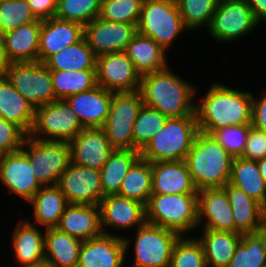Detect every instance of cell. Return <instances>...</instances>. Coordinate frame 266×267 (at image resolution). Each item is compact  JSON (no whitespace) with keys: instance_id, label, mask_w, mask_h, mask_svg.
<instances>
[{"instance_id":"obj_1","label":"cell","mask_w":266,"mask_h":267,"mask_svg":"<svg viewBox=\"0 0 266 267\" xmlns=\"http://www.w3.org/2000/svg\"><path fill=\"white\" fill-rule=\"evenodd\" d=\"M252 92L210 84L200 103H195L198 128L208 134L227 126L251 125Z\"/></svg>"},{"instance_id":"obj_2","label":"cell","mask_w":266,"mask_h":267,"mask_svg":"<svg viewBox=\"0 0 266 267\" xmlns=\"http://www.w3.org/2000/svg\"><path fill=\"white\" fill-rule=\"evenodd\" d=\"M197 90L194 84L174 73L169 66L162 71L141 75L139 91L144 105L158 110L168 118H177L196 115Z\"/></svg>"},{"instance_id":"obj_3","label":"cell","mask_w":266,"mask_h":267,"mask_svg":"<svg viewBox=\"0 0 266 267\" xmlns=\"http://www.w3.org/2000/svg\"><path fill=\"white\" fill-rule=\"evenodd\" d=\"M233 159L212 134L199 130L184 161L199 191L222 188L227 184L231 177Z\"/></svg>"},{"instance_id":"obj_4","label":"cell","mask_w":266,"mask_h":267,"mask_svg":"<svg viewBox=\"0 0 266 267\" xmlns=\"http://www.w3.org/2000/svg\"><path fill=\"white\" fill-rule=\"evenodd\" d=\"M198 131L196 115L168 118L140 151V156L151 163L185 160Z\"/></svg>"},{"instance_id":"obj_5","label":"cell","mask_w":266,"mask_h":267,"mask_svg":"<svg viewBox=\"0 0 266 267\" xmlns=\"http://www.w3.org/2000/svg\"><path fill=\"white\" fill-rule=\"evenodd\" d=\"M198 194H151L146 222L173 230L181 236L198 229Z\"/></svg>"},{"instance_id":"obj_6","label":"cell","mask_w":266,"mask_h":267,"mask_svg":"<svg viewBox=\"0 0 266 267\" xmlns=\"http://www.w3.org/2000/svg\"><path fill=\"white\" fill-rule=\"evenodd\" d=\"M185 30L189 31L175 0H143L137 33L152 38L168 51Z\"/></svg>"},{"instance_id":"obj_7","label":"cell","mask_w":266,"mask_h":267,"mask_svg":"<svg viewBox=\"0 0 266 267\" xmlns=\"http://www.w3.org/2000/svg\"><path fill=\"white\" fill-rule=\"evenodd\" d=\"M21 150L32 163V172L42 186L57 185L71 162L68 141L38 140L27 135Z\"/></svg>"},{"instance_id":"obj_8","label":"cell","mask_w":266,"mask_h":267,"mask_svg":"<svg viewBox=\"0 0 266 267\" xmlns=\"http://www.w3.org/2000/svg\"><path fill=\"white\" fill-rule=\"evenodd\" d=\"M134 230L132 267H169L174 245L181 235L148 222Z\"/></svg>"},{"instance_id":"obj_9","label":"cell","mask_w":266,"mask_h":267,"mask_svg":"<svg viewBox=\"0 0 266 267\" xmlns=\"http://www.w3.org/2000/svg\"><path fill=\"white\" fill-rule=\"evenodd\" d=\"M65 99L37 107L29 137L38 140L71 141L83 129Z\"/></svg>"},{"instance_id":"obj_10","label":"cell","mask_w":266,"mask_h":267,"mask_svg":"<svg viewBox=\"0 0 266 267\" xmlns=\"http://www.w3.org/2000/svg\"><path fill=\"white\" fill-rule=\"evenodd\" d=\"M6 78L35 108L57 100L51 70L40 61L11 62Z\"/></svg>"},{"instance_id":"obj_11","label":"cell","mask_w":266,"mask_h":267,"mask_svg":"<svg viewBox=\"0 0 266 267\" xmlns=\"http://www.w3.org/2000/svg\"><path fill=\"white\" fill-rule=\"evenodd\" d=\"M140 91L114 93L103 125L114 149L133 150V125L143 106Z\"/></svg>"},{"instance_id":"obj_12","label":"cell","mask_w":266,"mask_h":267,"mask_svg":"<svg viewBox=\"0 0 266 267\" xmlns=\"http://www.w3.org/2000/svg\"><path fill=\"white\" fill-rule=\"evenodd\" d=\"M259 24L247 0H220L207 32L214 41L227 44L253 32Z\"/></svg>"},{"instance_id":"obj_13","label":"cell","mask_w":266,"mask_h":267,"mask_svg":"<svg viewBox=\"0 0 266 267\" xmlns=\"http://www.w3.org/2000/svg\"><path fill=\"white\" fill-rule=\"evenodd\" d=\"M96 76L97 85L114 93L140 90L141 75L124 51L97 56Z\"/></svg>"},{"instance_id":"obj_14","label":"cell","mask_w":266,"mask_h":267,"mask_svg":"<svg viewBox=\"0 0 266 267\" xmlns=\"http://www.w3.org/2000/svg\"><path fill=\"white\" fill-rule=\"evenodd\" d=\"M131 243L129 236L104 233L83 241L77 267H123Z\"/></svg>"},{"instance_id":"obj_15","label":"cell","mask_w":266,"mask_h":267,"mask_svg":"<svg viewBox=\"0 0 266 267\" xmlns=\"http://www.w3.org/2000/svg\"><path fill=\"white\" fill-rule=\"evenodd\" d=\"M57 186L61 189L68 204L99 205L104 196L100 170L71 162L60 176Z\"/></svg>"},{"instance_id":"obj_16","label":"cell","mask_w":266,"mask_h":267,"mask_svg":"<svg viewBox=\"0 0 266 267\" xmlns=\"http://www.w3.org/2000/svg\"><path fill=\"white\" fill-rule=\"evenodd\" d=\"M99 207L101 229L104 234L116 235L109 232L108 228L124 232L133 227L139 228L146 222L145 205L118 194L103 196Z\"/></svg>"},{"instance_id":"obj_17","label":"cell","mask_w":266,"mask_h":267,"mask_svg":"<svg viewBox=\"0 0 266 267\" xmlns=\"http://www.w3.org/2000/svg\"><path fill=\"white\" fill-rule=\"evenodd\" d=\"M136 34V25L108 22L100 17L84 26V38L96 56L125 51Z\"/></svg>"},{"instance_id":"obj_18","label":"cell","mask_w":266,"mask_h":267,"mask_svg":"<svg viewBox=\"0 0 266 267\" xmlns=\"http://www.w3.org/2000/svg\"><path fill=\"white\" fill-rule=\"evenodd\" d=\"M0 182L25 202H29L42 187L32 172V163L21 149L5 154L0 165Z\"/></svg>"},{"instance_id":"obj_19","label":"cell","mask_w":266,"mask_h":267,"mask_svg":"<svg viewBox=\"0 0 266 267\" xmlns=\"http://www.w3.org/2000/svg\"><path fill=\"white\" fill-rule=\"evenodd\" d=\"M71 163L101 170L114 151L102 127L83 128L69 141Z\"/></svg>"},{"instance_id":"obj_20","label":"cell","mask_w":266,"mask_h":267,"mask_svg":"<svg viewBox=\"0 0 266 267\" xmlns=\"http://www.w3.org/2000/svg\"><path fill=\"white\" fill-rule=\"evenodd\" d=\"M198 229L233 231L235 224L232 208L223 188H207L198 191Z\"/></svg>"},{"instance_id":"obj_21","label":"cell","mask_w":266,"mask_h":267,"mask_svg":"<svg viewBox=\"0 0 266 267\" xmlns=\"http://www.w3.org/2000/svg\"><path fill=\"white\" fill-rule=\"evenodd\" d=\"M84 38V26L56 17L41 20L39 61L45 63L53 54L74 45Z\"/></svg>"},{"instance_id":"obj_22","label":"cell","mask_w":266,"mask_h":267,"mask_svg":"<svg viewBox=\"0 0 266 267\" xmlns=\"http://www.w3.org/2000/svg\"><path fill=\"white\" fill-rule=\"evenodd\" d=\"M113 92L99 85L81 93L68 96L69 103L84 128L103 127L109 114Z\"/></svg>"},{"instance_id":"obj_23","label":"cell","mask_w":266,"mask_h":267,"mask_svg":"<svg viewBox=\"0 0 266 267\" xmlns=\"http://www.w3.org/2000/svg\"><path fill=\"white\" fill-rule=\"evenodd\" d=\"M222 188L232 208L236 233H254L266 227V209L259 202L229 182Z\"/></svg>"},{"instance_id":"obj_24","label":"cell","mask_w":266,"mask_h":267,"mask_svg":"<svg viewBox=\"0 0 266 267\" xmlns=\"http://www.w3.org/2000/svg\"><path fill=\"white\" fill-rule=\"evenodd\" d=\"M27 219V220H26ZM12 230L11 247L17 265L39 264L45 261V230L29 218L17 221Z\"/></svg>"},{"instance_id":"obj_25","label":"cell","mask_w":266,"mask_h":267,"mask_svg":"<svg viewBox=\"0 0 266 267\" xmlns=\"http://www.w3.org/2000/svg\"><path fill=\"white\" fill-rule=\"evenodd\" d=\"M152 194H198L184 160L152 163Z\"/></svg>"},{"instance_id":"obj_26","label":"cell","mask_w":266,"mask_h":267,"mask_svg":"<svg viewBox=\"0 0 266 267\" xmlns=\"http://www.w3.org/2000/svg\"><path fill=\"white\" fill-rule=\"evenodd\" d=\"M56 228L82 241L101 235L99 205L68 204Z\"/></svg>"},{"instance_id":"obj_27","label":"cell","mask_w":266,"mask_h":267,"mask_svg":"<svg viewBox=\"0 0 266 267\" xmlns=\"http://www.w3.org/2000/svg\"><path fill=\"white\" fill-rule=\"evenodd\" d=\"M41 20L21 25L1 36L7 60L11 62L39 61Z\"/></svg>"},{"instance_id":"obj_28","label":"cell","mask_w":266,"mask_h":267,"mask_svg":"<svg viewBox=\"0 0 266 267\" xmlns=\"http://www.w3.org/2000/svg\"><path fill=\"white\" fill-rule=\"evenodd\" d=\"M127 57L140 75L167 69V51L152 38L137 33L127 45Z\"/></svg>"},{"instance_id":"obj_29","label":"cell","mask_w":266,"mask_h":267,"mask_svg":"<svg viewBox=\"0 0 266 267\" xmlns=\"http://www.w3.org/2000/svg\"><path fill=\"white\" fill-rule=\"evenodd\" d=\"M35 110L6 77L0 78V118L16 124L28 135L34 123Z\"/></svg>"},{"instance_id":"obj_30","label":"cell","mask_w":266,"mask_h":267,"mask_svg":"<svg viewBox=\"0 0 266 267\" xmlns=\"http://www.w3.org/2000/svg\"><path fill=\"white\" fill-rule=\"evenodd\" d=\"M195 235L201 243L207 267H228L242 234L233 231L203 229Z\"/></svg>"},{"instance_id":"obj_31","label":"cell","mask_w":266,"mask_h":267,"mask_svg":"<svg viewBox=\"0 0 266 267\" xmlns=\"http://www.w3.org/2000/svg\"><path fill=\"white\" fill-rule=\"evenodd\" d=\"M33 207L34 224L45 229L56 228L68 202L57 185L42 186L28 202Z\"/></svg>"},{"instance_id":"obj_32","label":"cell","mask_w":266,"mask_h":267,"mask_svg":"<svg viewBox=\"0 0 266 267\" xmlns=\"http://www.w3.org/2000/svg\"><path fill=\"white\" fill-rule=\"evenodd\" d=\"M82 242L57 228L45 229V261L51 267H77Z\"/></svg>"},{"instance_id":"obj_33","label":"cell","mask_w":266,"mask_h":267,"mask_svg":"<svg viewBox=\"0 0 266 267\" xmlns=\"http://www.w3.org/2000/svg\"><path fill=\"white\" fill-rule=\"evenodd\" d=\"M229 183L242 189L266 209V183L260 174L257 161L235 157Z\"/></svg>"},{"instance_id":"obj_34","label":"cell","mask_w":266,"mask_h":267,"mask_svg":"<svg viewBox=\"0 0 266 267\" xmlns=\"http://www.w3.org/2000/svg\"><path fill=\"white\" fill-rule=\"evenodd\" d=\"M138 150L114 149L100 170L103 195L117 194L132 165L140 158Z\"/></svg>"},{"instance_id":"obj_35","label":"cell","mask_w":266,"mask_h":267,"mask_svg":"<svg viewBox=\"0 0 266 267\" xmlns=\"http://www.w3.org/2000/svg\"><path fill=\"white\" fill-rule=\"evenodd\" d=\"M96 55L85 38L53 54L44 64L50 70L79 71L96 69Z\"/></svg>"},{"instance_id":"obj_36","label":"cell","mask_w":266,"mask_h":267,"mask_svg":"<svg viewBox=\"0 0 266 267\" xmlns=\"http://www.w3.org/2000/svg\"><path fill=\"white\" fill-rule=\"evenodd\" d=\"M152 163L141 157L124 177L118 195L147 205L152 194Z\"/></svg>"},{"instance_id":"obj_37","label":"cell","mask_w":266,"mask_h":267,"mask_svg":"<svg viewBox=\"0 0 266 267\" xmlns=\"http://www.w3.org/2000/svg\"><path fill=\"white\" fill-rule=\"evenodd\" d=\"M266 265V227L242 234L228 267H263Z\"/></svg>"},{"instance_id":"obj_38","label":"cell","mask_w":266,"mask_h":267,"mask_svg":"<svg viewBox=\"0 0 266 267\" xmlns=\"http://www.w3.org/2000/svg\"><path fill=\"white\" fill-rule=\"evenodd\" d=\"M52 84L57 99L88 91L97 86L96 69L79 71L51 70Z\"/></svg>"},{"instance_id":"obj_39","label":"cell","mask_w":266,"mask_h":267,"mask_svg":"<svg viewBox=\"0 0 266 267\" xmlns=\"http://www.w3.org/2000/svg\"><path fill=\"white\" fill-rule=\"evenodd\" d=\"M167 119L158 110L143 104L133 125V150L141 151L163 128Z\"/></svg>"},{"instance_id":"obj_40","label":"cell","mask_w":266,"mask_h":267,"mask_svg":"<svg viewBox=\"0 0 266 267\" xmlns=\"http://www.w3.org/2000/svg\"><path fill=\"white\" fill-rule=\"evenodd\" d=\"M179 14L189 31L208 28L220 0H175ZM199 28V29H198Z\"/></svg>"},{"instance_id":"obj_41","label":"cell","mask_w":266,"mask_h":267,"mask_svg":"<svg viewBox=\"0 0 266 267\" xmlns=\"http://www.w3.org/2000/svg\"><path fill=\"white\" fill-rule=\"evenodd\" d=\"M102 0H58L55 17L86 26L100 16Z\"/></svg>"},{"instance_id":"obj_42","label":"cell","mask_w":266,"mask_h":267,"mask_svg":"<svg viewBox=\"0 0 266 267\" xmlns=\"http://www.w3.org/2000/svg\"><path fill=\"white\" fill-rule=\"evenodd\" d=\"M169 267H207L203 247L194 235L181 236L175 243Z\"/></svg>"},{"instance_id":"obj_43","label":"cell","mask_w":266,"mask_h":267,"mask_svg":"<svg viewBox=\"0 0 266 267\" xmlns=\"http://www.w3.org/2000/svg\"><path fill=\"white\" fill-rule=\"evenodd\" d=\"M37 20L27 0L0 1V37L21 25Z\"/></svg>"},{"instance_id":"obj_44","label":"cell","mask_w":266,"mask_h":267,"mask_svg":"<svg viewBox=\"0 0 266 267\" xmlns=\"http://www.w3.org/2000/svg\"><path fill=\"white\" fill-rule=\"evenodd\" d=\"M143 0H102L100 18L108 22L138 25Z\"/></svg>"},{"instance_id":"obj_45","label":"cell","mask_w":266,"mask_h":267,"mask_svg":"<svg viewBox=\"0 0 266 267\" xmlns=\"http://www.w3.org/2000/svg\"><path fill=\"white\" fill-rule=\"evenodd\" d=\"M250 125L227 126L226 128L215 130L212 136L228 151L232 157H241Z\"/></svg>"},{"instance_id":"obj_46","label":"cell","mask_w":266,"mask_h":267,"mask_svg":"<svg viewBox=\"0 0 266 267\" xmlns=\"http://www.w3.org/2000/svg\"><path fill=\"white\" fill-rule=\"evenodd\" d=\"M26 137L19 126L0 118V149L6 154L20 150Z\"/></svg>"},{"instance_id":"obj_47","label":"cell","mask_w":266,"mask_h":267,"mask_svg":"<svg viewBox=\"0 0 266 267\" xmlns=\"http://www.w3.org/2000/svg\"><path fill=\"white\" fill-rule=\"evenodd\" d=\"M243 158L258 161L266 157V132L250 125Z\"/></svg>"},{"instance_id":"obj_48","label":"cell","mask_w":266,"mask_h":267,"mask_svg":"<svg viewBox=\"0 0 266 267\" xmlns=\"http://www.w3.org/2000/svg\"><path fill=\"white\" fill-rule=\"evenodd\" d=\"M260 94V97H254L252 93L251 125L266 132V89Z\"/></svg>"},{"instance_id":"obj_49","label":"cell","mask_w":266,"mask_h":267,"mask_svg":"<svg viewBox=\"0 0 266 267\" xmlns=\"http://www.w3.org/2000/svg\"><path fill=\"white\" fill-rule=\"evenodd\" d=\"M35 17L39 20L55 17L58 0H27Z\"/></svg>"},{"instance_id":"obj_50","label":"cell","mask_w":266,"mask_h":267,"mask_svg":"<svg viewBox=\"0 0 266 267\" xmlns=\"http://www.w3.org/2000/svg\"><path fill=\"white\" fill-rule=\"evenodd\" d=\"M255 19L266 23V0H247Z\"/></svg>"},{"instance_id":"obj_51","label":"cell","mask_w":266,"mask_h":267,"mask_svg":"<svg viewBox=\"0 0 266 267\" xmlns=\"http://www.w3.org/2000/svg\"><path fill=\"white\" fill-rule=\"evenodd\" d=\"M9 64L10 62L7 60V57L4 52L3 43L0 37V78L6 77Z\"/></svg>"},{"instance_id":"obj_52","label":"cell","mask_w":266,"mask_h":267,"mask_svg":"<svg viewBox=\"0 0 266 267\" xmlns=\"http://www.w3.org/2000/svg\"><path fill=\"white\" fill-rule=\"evenodd\" d=\"M257 163H258V166H259L260 174H261L263 180L266 183V157H264L263 159L258 160Z\"/></svg>"},{"instance_id":"obj_53","label":"cell","mask_w":266,"mask_h":267,"mask_svg":"<svg viewBox=\"0 0 266 267\" xmlns=\"http://www.w3.org/2000/svg\"><path fill=\"white\" fill-rule=\"evenodd\" d=\"M11 267H51V266L46 261H44V262L39 263V264L17 265V266L14 265V266H11Z\"/></svg>"},{"instance_id":"obj_54","label":"cell","mask_w":266,"mask_h":267,"mask_svg":"<svg viewBox=\"0 0 266 267\" xmlns=\"http://www.w3.org/2000/svg\"><path fill=\"white\" fill-rule=\"evenodd\" d=\"M5 154H6V153L0 149V165H1L2 162H3V159H4Z\"/></svg>"}]
</instances>
